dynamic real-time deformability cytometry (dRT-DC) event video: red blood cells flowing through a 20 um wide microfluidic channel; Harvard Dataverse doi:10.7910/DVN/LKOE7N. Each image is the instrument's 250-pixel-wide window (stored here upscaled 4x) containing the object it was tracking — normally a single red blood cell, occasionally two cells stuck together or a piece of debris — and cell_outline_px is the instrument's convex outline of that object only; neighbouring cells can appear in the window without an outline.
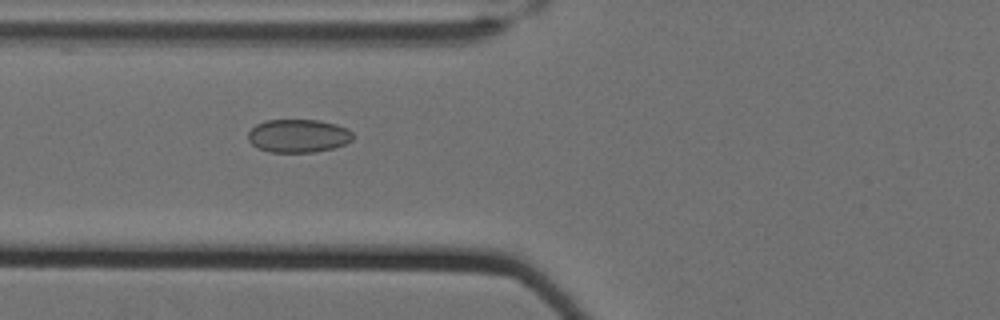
{"species": "Egyptian fruit bat (a non-hibernating species)", "species_latin": "Rousettus aegyptiacus", "temperature_condition": "cold", "stored_images_in_passage": 60, "camera_frame_rate_fps": 3000, "um_per_image_px": 0.085, "animal": {"sex": "female"}, "frame": {"image": 1, "passage_image": 26, "time_ms": 8.333, "image_size_px": [1000, 320], "cell_outline_px": [[352, 140], [344, 144], [332, 148], [316, 152], [268, 152], [256, 148], [248, 140], [248, 132], [256, 124], [268, 120], [320, 120], [336, 124], [348, 128], [352, 132]], "centroid_in_image_um": [25.34, 11.55], "position_along_channel_um": 100.5, "area_um2": 20.4}}
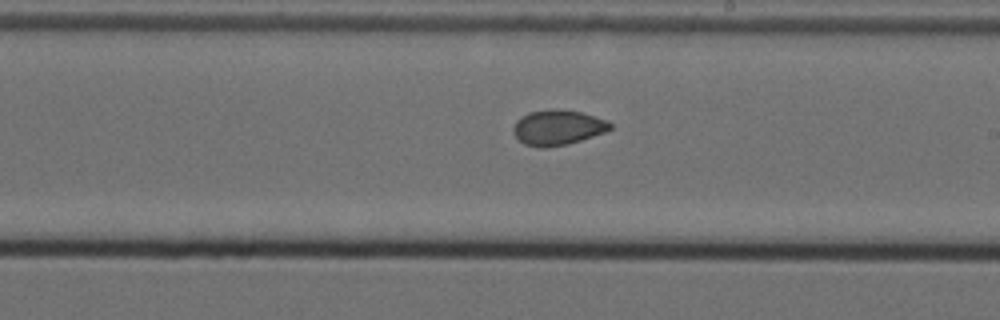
{"frame": {"image": 2, "passage_image": 38, "time_ms": 12.333, "image_size_px": [1000, 320], "cell_outline_px": [[612, 128], [604, 132], [568, 144], [544, 148], [540, 148], [524, 144], [512, 132], [512, 128], [516, 120], [520, 116], [528, 112], [552, 108], [556, 108], [580, 112], [604, 120], [612, 124]], "centroid_in_image_um": [47.34, 10.83], "position_along_channel_um": 241.7, "area_um2": 19.83}}
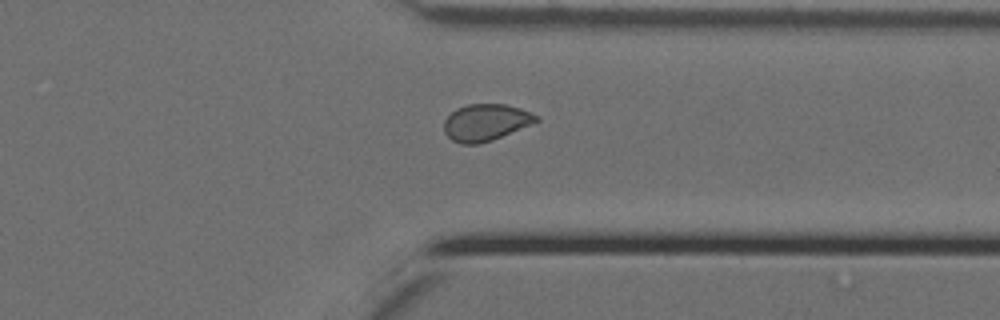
{"frame": {"image": 3, "passage_image": 49, "time_ms": 16.0, "image_size_px": [1000, 320], "cell_outline_px": [[540, 120], [536, 124], [492, 140], [480, 144], [460, 144], [452, 140], [444, 132], [444, 120], [456, 108], [468, 104], [504, 104], [520, 108], [540, 116]], "centroid_in_image_um": [41.34, 10.41], "position_along_channel_um": 370.1, "area_um2": 20.11}, "authors_computed_cell_mechanics": {"area_um2": 20.5479, "velocity_mm_per_s": 3.5003, "shape_relaxation_time_tau1_ms": null, "shape_relaxation_time_tau2_ms": 1.3055, "deformation_change_tau1": null, "deformation_change_tau2": 0.0516}}